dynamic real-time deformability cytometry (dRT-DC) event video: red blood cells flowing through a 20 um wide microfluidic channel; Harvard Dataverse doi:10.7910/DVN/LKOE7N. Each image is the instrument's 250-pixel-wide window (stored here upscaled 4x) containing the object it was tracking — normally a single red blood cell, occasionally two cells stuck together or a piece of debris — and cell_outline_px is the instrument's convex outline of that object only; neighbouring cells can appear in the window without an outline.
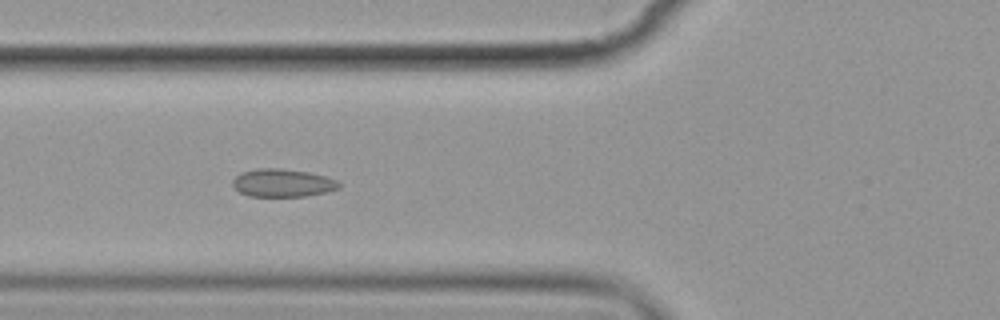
{"species": "common noctule bat (a hibernating species)", "species_latin": "Nyctalus noctula", "temperature_condition": "cold", "stored_images_in_passage": 7, "camera_frame_rate_fps": 3000, "um_per_image_px": 0.085, "animal": {"sex": "female", "body_mass_g": 19.9}, "frame": {"image": 1, "passage_image": 6, "time_ms": 6.0, "image_size_px": [1000, 320], "cell_outline_px": [[340, 188], [328, 192], [304, 196], [248, 196], [240, 192], [232, 184], [232, 180], [240, 172], [256, 168], [280, 168], [308, 172], [324, 176], [336, 180], [340, 184]], "centroid_in_image_um": [24.01, 15.54], "position_along_channel_um": 101.8, "area_um2": 17.34}}
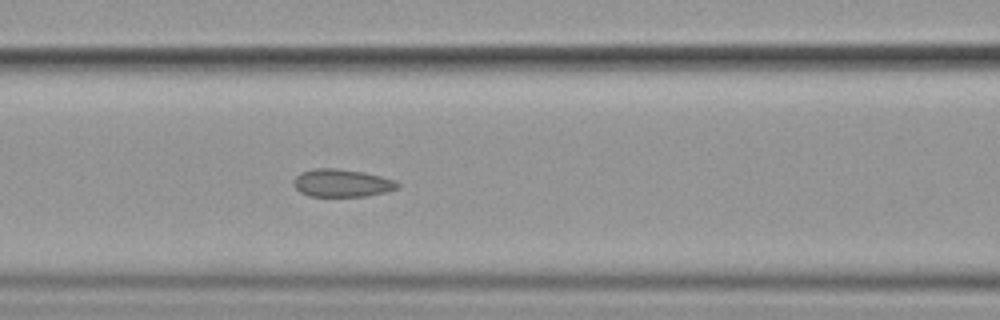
{"frame": {"image": 2, "passage_image": 7, "time_ms": 7.0, "image_size_px": [1000, 320], "cell_outline_px": [[400, 188], [388, 192], [368, 196], [308, 196], [300, 192], [292, 184], [296, 176], [300, 172], [312, 168], [336, 168], [364, 172], [396, 180], [400, 184]], "centroid_in_image_um": [29.08, 15.56], "position_along_channel_um": 137.5, "area_um2": 17.11}}